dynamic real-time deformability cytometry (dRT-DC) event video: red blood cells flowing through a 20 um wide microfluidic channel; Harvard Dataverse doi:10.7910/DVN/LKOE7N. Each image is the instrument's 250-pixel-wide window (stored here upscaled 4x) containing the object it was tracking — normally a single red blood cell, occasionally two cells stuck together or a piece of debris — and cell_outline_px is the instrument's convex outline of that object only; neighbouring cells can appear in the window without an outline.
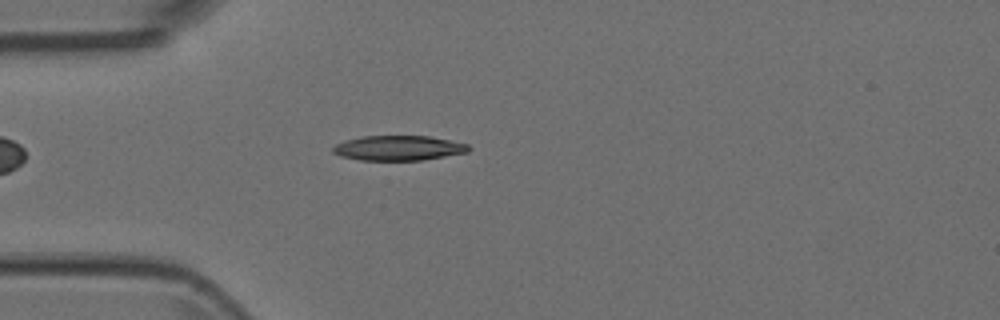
{"species": "Egyptian fruit bat (a non-hibernating species)", "species_latin": "Rousettus aegyptiacus", "temperature_condition": "room temperature", "stored_images_in_passage": 4, "camera_frame_rate_fps": 3000, "um_per_image_px": 0.085, "animal": {"sex": "female"}, "frame": {"image": 1, "passage_image": 4, "time_ms": 1.0, "image_size_px": [1000, 320], "cell_outline_px": [[472, 148], [468, 152], [420, 160], [360, 160], [340, 156], [332, 152], [332, 148], [336, 144], [344, 140], [360, 136], [428, 136], [468, 144]], "centroid_in_image_um": [33.84, 12.58], "position_along_channel_um": 51.2, "area_um2": 19.65}}